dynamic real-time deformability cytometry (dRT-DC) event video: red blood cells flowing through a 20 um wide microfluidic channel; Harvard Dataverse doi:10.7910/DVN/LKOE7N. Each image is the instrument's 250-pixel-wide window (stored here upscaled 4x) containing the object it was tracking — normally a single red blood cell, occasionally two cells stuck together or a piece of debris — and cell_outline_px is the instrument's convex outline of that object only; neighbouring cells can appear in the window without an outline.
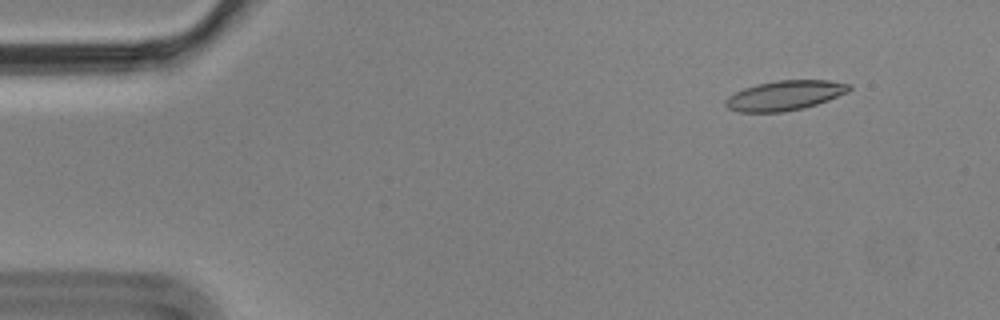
{"species": "Egyptian fruit bat (a non-hibernating species)", "species_latin": "Rousettus aegyptiacus", "temperature_condition": "cold", "stored_images_in_passage": 4, "camera_frame_rate_fps": 3000, "um_per_image_px": 0.085, "animal": {"sex": "male"}, "frame": {"image": 1, "passage_image": 2, "time_ms": 0.333, "image_size_px": [1000, 320], "cell_outline_px": [[852, 88], [848, 92], [828, 100], [804, 108], [784, 112], [740, 112], [728, 108], [724, 104], [724, 100], [728, 96], [744, 88], [756, 84], [776, 80], [828, 80], [852, 84]], "centroid_in_image_um": [66.72, 8.11], "position_along_channel_um": 18.3, "area_um2": 21.56}}